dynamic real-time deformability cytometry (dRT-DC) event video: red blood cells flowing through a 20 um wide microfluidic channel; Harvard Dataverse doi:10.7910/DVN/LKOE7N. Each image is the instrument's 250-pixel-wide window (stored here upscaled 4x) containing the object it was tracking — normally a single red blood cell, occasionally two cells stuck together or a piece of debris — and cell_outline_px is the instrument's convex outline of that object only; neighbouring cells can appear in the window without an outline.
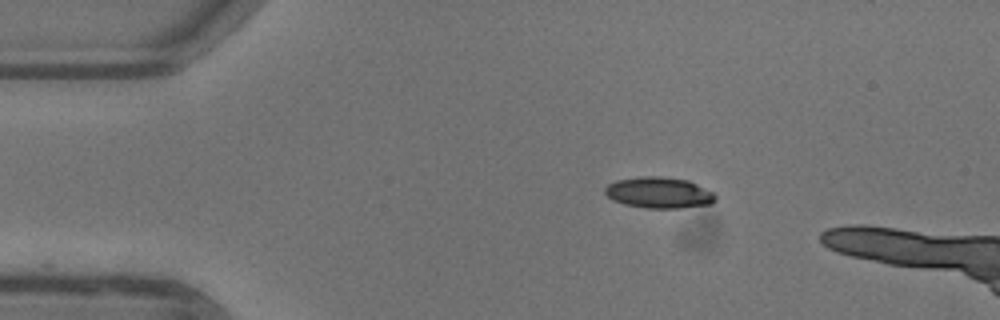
{"species": "common noctule bat (a hibernating species)", "species_latin": "Nyctalus noctula", "temperature_condition": "warm", "stored_images_in_passage": 7, "camera_frame_rate_fps": 3000, "um_per_image_px": 0.085, "animal": {"sex": "female"}, "frame": {"image": 1, "passage_image": 1, "time_ms": 0.0, "image_size_px": [1000, 320], "cell_outline_px": [[716, 200], [712, 204], [680, 208], [648, 208], [624, 204], [612, 200], [604, 192], [604, 188], [608, 184], [616, 180], [640, 176], [660, 176], [688, 180], [712, 192], [716, 196]], "centroid_in_image_um": [56.0, 16.37], "position_along_channel_um": 29.0, "area_um2": 20.06}}